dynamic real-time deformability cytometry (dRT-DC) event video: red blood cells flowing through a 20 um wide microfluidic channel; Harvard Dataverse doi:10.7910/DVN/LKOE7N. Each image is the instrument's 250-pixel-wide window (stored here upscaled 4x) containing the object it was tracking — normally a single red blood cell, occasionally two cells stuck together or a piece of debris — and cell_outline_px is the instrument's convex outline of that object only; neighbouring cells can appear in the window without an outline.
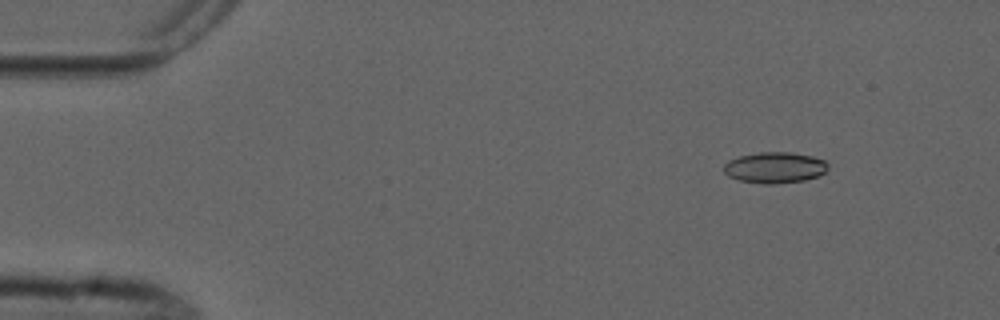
{"species": "common noctule bat (a hibernating species)", "species_latin": "Nyctalus noctula", "temperature_condition": "cold", "stored_images_in_passage": 7, "camera_frame_rate_fps": 3000, "um_per_image_px": 0.085, "animal": {"sex": "male", "forearm_length_mm": 52.5}, "frame": {"image": 1, "passage_image": 2, "time_ms": 1.0, "image_size_px": [1000, 320], "cell_outline_px": [[828, 168], [820, 176], [804, 180], [776, 184], [764, 184], [740, 180], [728, 176], [724, 172], [724, 164], [728, 160], [740, 156], [760, 152], [792, 152], [812, 156], [824, 160], [828, 164]], "centroid_in_image_um": [65.87, 14.24], "position_along_channel_um": 19.1, "area_um2": 18.9}}
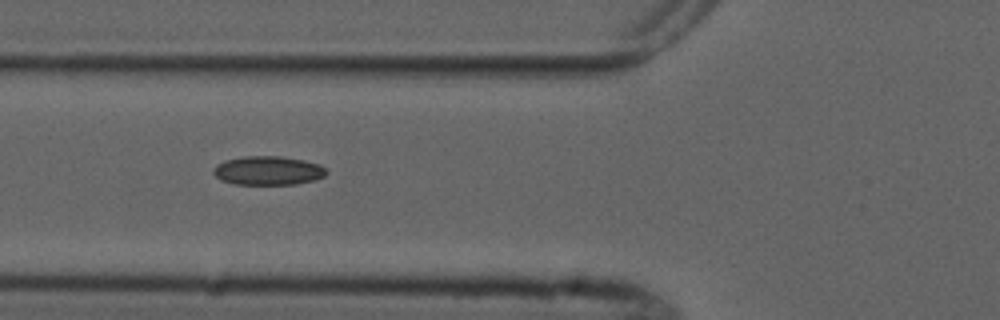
{"frame": {"image": 2, "passage_image": 6, "time_ms": 5.667, "image_size_px": [1000, 320], "cell_outline_px": [[328, 172], [324, 176], [316, 180], [296, 184], [232, 184], [220, 180], [212, 172], [212, 168], [216, 164], [224, 160], [244, 156], [280, 156], [304, 160], [320, 164]], "centroid_in_image_um": [22.76, 14.5], "position_along_channel_um": 103.0, "area_um2": 19.25}}
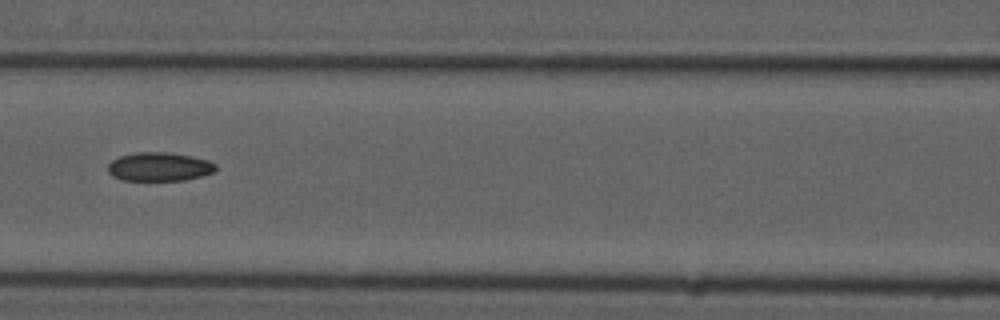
{"frame": {"image": 3, "passage_image": 7, "time_ms": 7.0, "image_size_px": [1000, 320], "cell_outline_px": [[216, 168], [212, 172], [200, 176], [184, 180], [124, 180], [112, 176], [108, 172], [108, 164], [112, 160], [120, 156], [136, 152], [168, 152], [192, 156], [208, 160], [216, 164]], "centroid_in_image_um": [13.52, 14.16], "position_along_channel_um": 153.1, "area_um2": 17.98}}